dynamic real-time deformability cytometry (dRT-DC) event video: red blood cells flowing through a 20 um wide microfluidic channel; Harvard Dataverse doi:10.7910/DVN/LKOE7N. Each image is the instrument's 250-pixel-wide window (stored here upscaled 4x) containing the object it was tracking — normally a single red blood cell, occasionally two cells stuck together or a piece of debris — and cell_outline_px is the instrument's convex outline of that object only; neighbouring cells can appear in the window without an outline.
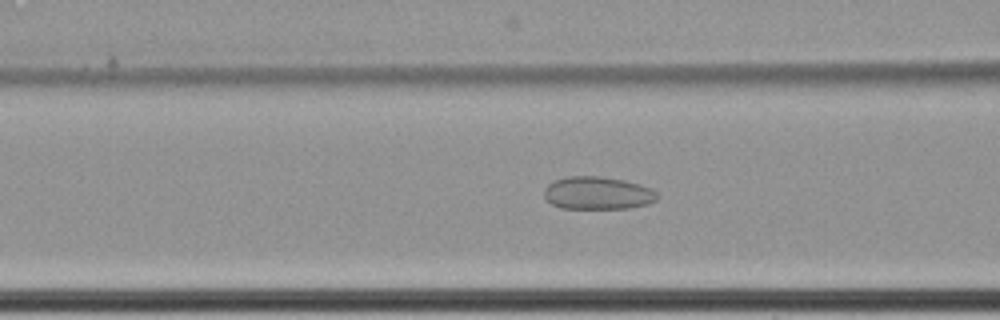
{"species": "common noctule bat (a hibernating species)", "species_latin": "Nyctalus noctula", "temperature_condition": "cold", "stored_images_in_passage": 53, "camera_frame_rate_fps": 3000, "um_per_image_px": 0.085, "animal": {"sex": "female", "body_mass_g": 22.7, "forearm_length_mm": 54.2}, "frame": {"image": 1, "passage_image": 18, "time_ms": 5.667, "image_size_px": [1000, 320], "cell_outline_px": [[660, 196], [656, 200], [648, 204], [628, 208], [560, 208], [552, 204], [544, 196], [544, 188], [548, 184], [556, 180], [568, 176], [600, 176], [624, 180], [640, 184], [652, 188]], "centroid_in_image_um": [50.82, 16.41], "position_along_channel_um": 115.8, "area_um2": 21.68}}
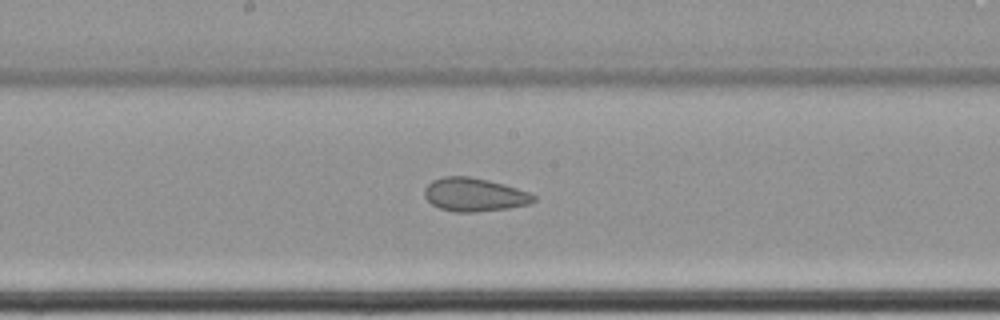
{"frame": {"image": 2, "passage_image": 26, "time_ms": 8.333, "image_size_px": [1000, 320], "cell_outline_px": [[536, 200], [528, 204], [508, 208], [476, 212], [456, 212], [440, 208], [432, 204], [424, 196], [424, 188], [432, 180], [444, 176], [468, 176], [488, 180], [504, 184], [528, 192], [536, 196]], "centroid_in_image_um": [40.3, 16.54], "position_along_channel_um": 207.9, "area_um2": 21.21}}
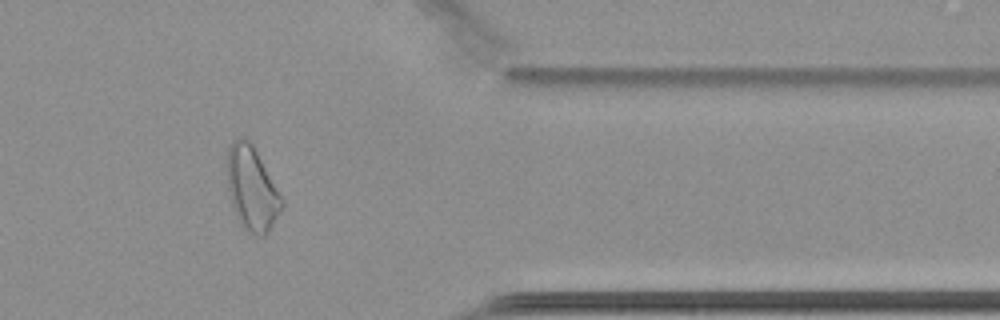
{"frame": {"image": 3, "passage_image": 43, "time_ms": 14.0, "image_size_px": [1000, 320], "cell_outline_px": [[284, 204], [268, 232], [264, 236], [256, 236], [248, 232], [244, 228], [236, 216], [232, 204], [228, 188], [228, 148], [232, 140], [240, 136], [244, 136], [252, 144], [284, 200]], "centroid_in_image_um": [21.41, 16.03], "position_along_channel_um": 390.0, "area_um2": 26.41}, "authors_computed_cell_mechanics": {"area_um2": 24.6806, "velocity_mm_per_s": 3.453, "shape_relaxation_time_tau1_ms": null, "shape_relaxation_time_tau2_ms": 3.1617, "deformation_change_tau1": null, "deformation_change_tau2": 0.0877}}